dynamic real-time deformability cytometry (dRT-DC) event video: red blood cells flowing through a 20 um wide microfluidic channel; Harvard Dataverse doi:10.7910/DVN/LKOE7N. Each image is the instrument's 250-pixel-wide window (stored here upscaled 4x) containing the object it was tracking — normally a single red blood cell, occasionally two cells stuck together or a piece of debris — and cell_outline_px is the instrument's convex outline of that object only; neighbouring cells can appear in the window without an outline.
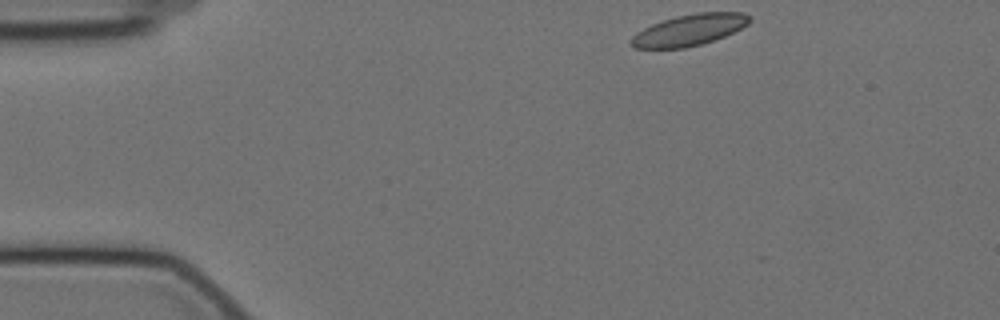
{"species": "Egyptian fruit bat (a non-hibernating species)", "species_latin": "Rousettus aegyptiacus", "temperature_condition": "cold", "stored_images_in_passage": 12, "camera_frame_rate_fps": 3000, "um_per_image_px": 0.085, "animal": {"sex": "female"}, "frame": {"image": 1, "passage_image": 1, "time_ms": 0.0, "image_size_px": [1000, 320], "cell_outline_px": [[752, 20], [748, 24], [724, 36], [700, 44], [684, 48], [636, 48], [628, 44], [628, 40], [636, 32], [652, 24], [676, 16], [696, 12], [744, 12], [752, 16]], "centroid_in_image_um": [58.57, 2.54], "position_along_channel_um": 26.4, "area_um2": 21.62}}
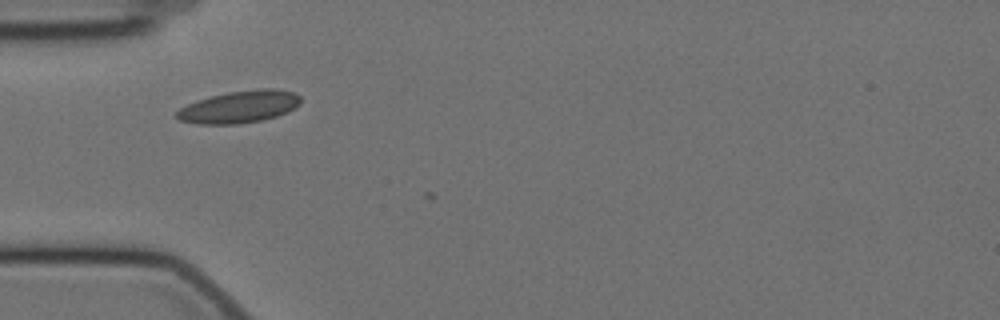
{"frame": {"image": 2, "passage_image": 10, "time_ms": 3.0, "image_size_px": [1000, 320], "cell_outline_px": [[300, 104], [288, 112], [276, 116], [260, 120], [236, 124], [196, 124], [180, 120], [176, 116], [176, 112], [180, 108], [196, 100], [228, 92], [260, 88], [276, 88], [296, 92], [300, 96]], "centroid_in_image_um": [20.37, 9.07], "position_along_channel_um": 64.6, "area_um2": 23.29}}